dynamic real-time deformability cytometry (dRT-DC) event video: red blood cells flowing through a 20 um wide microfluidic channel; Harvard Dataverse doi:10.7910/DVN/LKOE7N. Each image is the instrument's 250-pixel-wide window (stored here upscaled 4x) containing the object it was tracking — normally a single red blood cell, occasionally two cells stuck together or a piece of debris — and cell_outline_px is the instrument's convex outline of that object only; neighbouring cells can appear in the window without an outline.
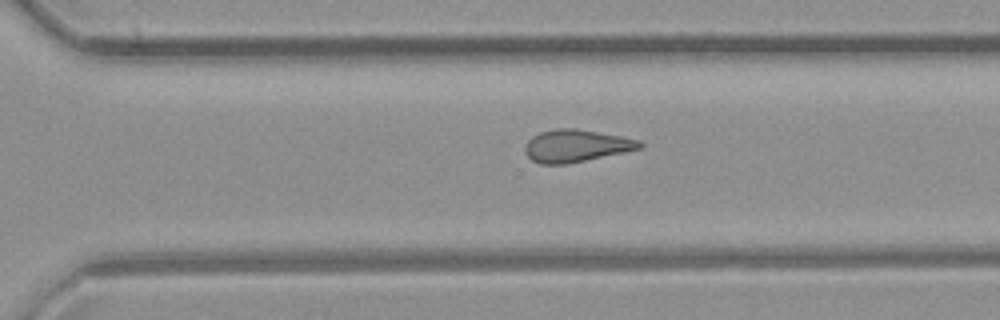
{"species": "common noctule bat (a hibernating species)", "species_latin": "Nyctalus noctula", "temperature_condition": "room temperature", "stored_images_in_passage": 14, "camera_frame_rate_fps": 3000, "um_per_image_px": 0.085, "animal": {"sex": "female", "body_mass_g": 21.9}, "frame": {"image": 1, "passage_image": 14, "time_ms": 17.0, "image_size_px": [1000, 320], "cell_outline_px": [[644, 144], [640, 148], [584, 160], [564, 164], [540, 164], [532, 160], [524, 152], [524, 144], [532, 136], [540, 132], [556, 128], [576, 128], [620, 136], [640, 140]], "centroid_in_image_um": [48.9, 12.38], "position_along_channel_um": 321.7, "area_um2": 21.39}}